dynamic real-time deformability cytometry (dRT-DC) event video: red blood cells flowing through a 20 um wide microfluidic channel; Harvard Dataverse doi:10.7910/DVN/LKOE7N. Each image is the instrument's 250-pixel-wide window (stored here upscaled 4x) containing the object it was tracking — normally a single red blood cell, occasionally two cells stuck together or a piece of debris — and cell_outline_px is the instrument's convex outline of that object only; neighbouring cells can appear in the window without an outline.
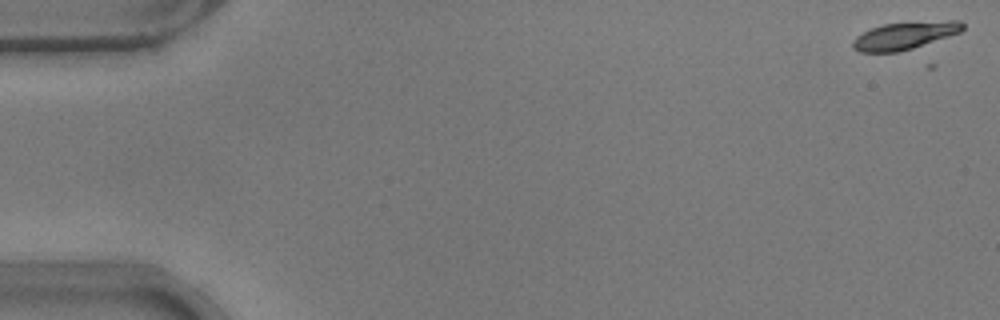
{"species": "common noctule bat (a hibernating species)", "species_latin": "Nyctalus noctula", "temperature_condition": "warm", "stored_images_in_passage": 16, "camera_frame_rate_fps": 3000, "um_per_image_px": 0.085, "animal": {"sex": "male", "body_mass_g": 17.9}, "frame": {"image": 1, "passage_image": 1, "time_ms": 0.0, "image_size_px": [1000, 320], "cell_outline_px": [[964, 28], [960, 32], [900, 52], [860, 52], [852, 48], [852, 40], [856, 36], [872, 28], [884, 24], [952, 20], [960, 20], [964, 24]], "centroid_in_image_um": [76.87, 3.03], "position_along_channel_um": 8.1, "area_um2": 17.34}}
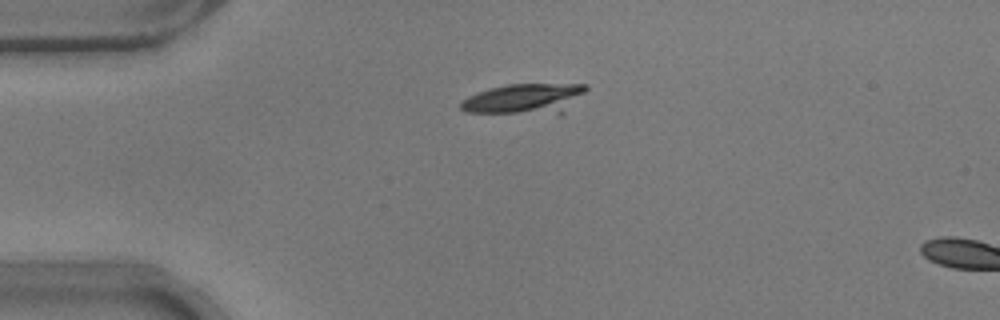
{"frame": {"image": 2, "passage_image": 13, "time_ms": 4.0, "image_size_px": [1000, 320], "cell_outline_px": [[588, 88], [560, 116], [464, 112], [460, 108], [460, 104], [468, 96], [492, 88], [508, 84], [588, 84]], "centroid_in_image_um": [44.62, 8.45], "position_along_channel_um": 40.4, "area_um2": 22.66}}